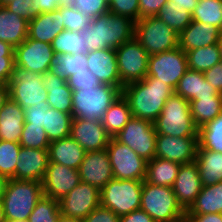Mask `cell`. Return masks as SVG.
Here are the masks:
<instances>
[{
    "instance_id": "56",
    "label": "cell",
    "mask_w": 222,
    "mask_h": 222,
    "mask_svg": "<svg viewBox=\"0 0 222 222\" xmlns=\"http://www.w3.org/2000/svg\"><path fill=\"white\" fill-rule=\"evenodd\" d=\"M60 7L59 0H35V13L52 12Z\"/></svg>"
},
{
    "instance_id": "15",
    "label": "cell",
    "mask_w": 222,
    "mask_h": 222,
    "mask_svg": "<svg viewBox=\"0 0 222 222\" xmlns=\"http://www.w3.org/2000/svg\"><path fill=\"white\" fill-rule=\"evenodd\" d=\"M58 203L62 216L83 220L100 206V190L93 185L80 182Z\"/></svg>"
},
{
    "instance_id": "14",
    "label": "cell",
    "mask_w": 222,
    "mask_h": 222,
    "mask_svg": "<svg viewBox=\"0 0 222 222\" xmlns=\"http://www.w3.org/2000/svg\"><path fill=\"white\" fill-rule=\"evenodd\" d=\"M54 55L52 44L27 37L22 44L14 48V66L43 75L51 70Z\"/></svg>"
},
{
    "instance_id": "35",
    "label": "cell",
    "mask_w": 222,
    "mask_h": 222,
    "mask_svg": "<svg viewBox=\"0 0 222 222\" xmlns=\"http://www.w3.org/2000/svg\"><path fill=\"white\" fill-rule=\"evenodd\" d=\"M189 103L193 122L198 129L222 112V97H205Z\"/></svg>"
},
{
    "instance_id": "48",
    "label": "cell",
    "mask_w": 222,
    "mask_h": 222,
    "mask_svg": "<svg viewBox=\"0 0 222 222\" xmlns=\"http://www.w3.org/2000/svg\"><path fill=\"white\" fill-rule=\"evenodd\" d=\"M68 86L76 91L79 88H94L100 85L98 78L91 71H80L67 79Z\"/></svg>"
},
{
    "instance_id": "45",
    "label": "cell",
    "mask_w": 222,
    "mask_h": 222,
    "mask_svg": "<svg viewBox=\"0 0 222 222\" xmlns=\"http://www.w3.org/2000/svg\"><path fill=\"white\" fill-rule=\"evenodd\" d=\"M19 144L21 147L48 149L50 141L43 127L24 123Z\"/></svg>"
},
{
    "instance_id": "19",
    "label": "cell",
    "mask_w": 222,
    "mask_h": 222,
    "mask_svg": "<svg viewBox=\"0 0 222 222\" xmlns=\"http://www.w3.org/2000/svg\"><path fill=\"white\" fill-rule=\"evenodd\" d=\"M70 136L86 152L106 149L111 138L102 122L82 118H73Z\"/></svg>"
},
{
    "instance_id": "11",
    "label": "cell",
    "mask_w": 222,
    "mask_h": 222,
    "mask_svg": "<svg viewBox=\"0 0 222 222\" xmlns=\"http://www.w3.org/2000/svg\"><path fill=\"white\" fill-rule=\"evenodd\" d=\"M120 82L123 86L147 76L149 55L133 37L115 49Z\"/></svg>"
},
{
    "instance_id": "54",
    "label": "cell",
    "mask_w": 222,
    "mask_h": 222,
    "mask_svg": "<svg viewBox=\"0 0 222 222\" xmlns=\"http://www.w3.org/2000/svg\"><path fill=\"white\" fill-rule=\"evenodd\" d=\"M14 65V57H0V83H9Z\"/></svg>"
},
{
    "instance_id": "3",
    "label": "cell",
    "mask_w": 222,
    "mask_h": 222,
    "mask_svg": "<svg viewBox=\"0 0 222 222\" xmlns=\"http://www.w3.org/2000/svg\"><path fill=\"white\" fill-rule=\"evenodd\" d=\"M122 95L119 87L101 83L72 93V116L102 122L108 108Z\"/></svg>"
},
{
    "instance_id": "50",
    "label": "cell",
    "mask_w": 222,
    "mask_h": 222,
    "mask_svg": "<svg viewBox=\"0 0 222 222\" xmlns=\"http://www.w3.org/2000/svg\"><path fill=\"white\" fill-rule=\"evenodd\" d=\"M120 216L103 206L95 208L82 222H119Z\"/></svg>"
},
{
    "instance_id": "31",
    "label": "cell",
    "mask_w": 222,
    "mask_h": 222,
    "mask_svg": "<svg viewBox=\"0 0 222 222\" xmlns=\"http://www.w3.org/2000/svg\"><path fill=\"white\" fill-rule=\"evenodd\" d=\"M195 161L198 164L202 186L222 181V153L198 147Z\"/></svg>"
},
{
    "instance_id": "8",
    "label": "cell",
    "mask_w": 222,
    "mask_h": 222,
    "mask_svg": "<svg viewBox=\"0 0 222 222\" xmlns=\"http://www.w3.org/2000/svg\"><path fill=\"white\" fill-rule=\"evenodd\" d=\"M142 185V180L113 178L100 190V205L118 216L140 209Z\"/></svg>"
},
{
    "instance_id": "16",
    "label": "cell",
    "mask_w": 222,
    "mask_h": 222,
    "mask_svg": "<svg viewBox=\"0 0 222 222\" xmlns=\"http://www.w3.org/2000/svg\"><path fill=\"white\" fill-rule=\"evenodd\" d=\"M198 137H172L157 134L155 157L167 159L179 164L195 162Z\"/></svg>"
},
{
    "instance_id": "22",
    "label": "cell",
    "mask_w": 222,
    "mask_h": 222,
    "mask_svg": "<svg viewBox=\"0 0 222 222\" xmlns=\"http://www.w3.org/2000/svg\"><path fill=\"white\" fill-rule=\"evenodd\" d=\"M49 163L48 149L21 147L15 179L42 182Z\"/></svg>"
},
{
    "instance_id": "39",
    "label": "cell",
    "mask_w": 222,
    "mask_h": 222,
    "mask_svg": "<svg viewBox=\"0 0 222 222\" xmlns=\"http://www.w3.org/2000/svg\"><path fill=\"white\" fill-rule=\"evenodd\" d=\"M157 17L165 22L174 31L180 34L192 22V14L181 9L173 1H168L158 12Z\"/></svg>"
},
{
    "instance_id": "27",
    "label": "cell",
    "mask_w": 222,
    "mask_h": 222,
    "mask_svg": "<svg viewBox=\"0 0 222 222\" xmlns=\"http://www.w3.org/2000/svg\"><path fill=\"white\" fill-rule=\"evenodd\" d=\"M49 162L78 170L86 151L71 136L50 142Z\"/></svg>"
},
{
    "instance_id": "49",
    "label": "cell",
    "mask_w": 222,
    "mask_h": 222,
    "mask_svg": "<svg viewBox=\"0 0 222 222\" xmlns=\"http://www.w3.org/2000/svg\"><path fill=\"white\" fill-rule=\"evenodd\" d=\"M5 7L28 21L38 16L35 13V0H14Z\"/></svg>"
},
{
    "instance_id": "26",
    "label": "cell",
    "mask_w": 222,
    "mask_h": 222,
    "mask_svg": "<svg viewBox=\"0 0 222 222\" xmlns=\"http://www.w3.org/2000/svg\"><path fill=\"white\" fill-rule=\"evenodd\" d=\"M44 87L47 90V103L50 108L72 114V93L67 80L49 70L43 74Z\"/></svg>"
},
{
    "instance_id": "4",
    "label": "cell",
    "mask_w": 222,
    "mask_h": 222,
    "mask_svg": "<svg viewBox=\"0 0 222 222\" xmlns=\"http://www.w3.org/2000/svg\"><path fill=\"white\" fill-rule=\"evenodd\" d=\"M42 197L41 182L9 179L1 201L5 220H28Z\"/></svg>"
},
{
    "instance_id": "52",
    "label": "cell",
    "mask_w": 222,
    "mask_h": 222,
    "mask_svg": "<svg viewBox=\"0 0 222 222\" xmlns=\"http://www.w3.org/2000/svg\"><path fill=\"white\" fill-rule=\"evenodd\" d=\"M168 0H139V19L148 16H157L159 10Z\"/></svg>"
},
{
    "instance_id": "6",
    "label": "cell",
    "mask_w": 222,
    "mask_h": 222,
    "mask_svg": "<svg viewBox=\"0 0 222 222\" xmlns=\"http://www.w3.org/2000/svg\"><path fill=\"white\" fill-rule=\"evenodd\" d=\"M155 222H177L186 217L172 187L159 186L143 180L141 205Z\"/></svg>"
},
{
    "instance_id": "60",
    "label": "cell",
    "mask_w": 222,
    "mask_h": 222,
    "mask_svg": "<svg viewBox=\"0 0 222 222\" xmlns=\"http://www.w3.org/2000/svg\"><path fill=\"white\" fill-rule=\"evenodd\" d=\"M8 99H9L8 84L0 83V110Z\"/></svg>"
},
{
    "instance_id": "28",
    "label": "cell",
    "mask_w": 222,
    "mask_h": 222,
    "mask_svg": "<svg viewBox=\"0 0 222 222\" xmlns=\"http://www.w3.org/2000/svg\"><path fill=\"white\" fill-rule=\"evenodd\" d=\"M64 30L61 27L60 7L52 12L41 13L28 22V38L51 44Z\"/></svg>"
},
{
    "instance_id": "10",
    "label": "cell",
    "mask_w": 222,
    "mask_h": 222,
    "mask_svg": "<svg viewBox=\"0 0 222 222\" xmlns=\"http://www.w3.org/2000/svg\"><path fill=\"white\" fill-rule=\"evenodd\" d=\"M106 150L112 166L113 178L118 180H145L147 162L137 155L130 147L110 138Z\"/></svg>"
},
{
    "instance_id": "42",
    "label": "cell",
    "mask_w": 222,
    "mask_h": 222,
    "mask_svg": "<svg viewBox=\"0 0 222 222\" xmlns=\"http://www.w3.org/2000/svg\"><path fill=\"white\" fill-rule=\"evenodd\" d=\"M20 149L21 145L17 142L0 140V174L8 179H15Z\"/></svg>"
},
{
    "instance_id": "38",
    "label": "cell",
    "mask_w": 222,
    "mask_h": 222,
    "mask_svg": "<svg viewBox=\"0 0 222 222\" xmlns=\"http://www.w3.org/2000/svg\"><path fill=\"white\" fill-rule=\"evenodd\" d=\"M199 148L222 153V112L198 129Z\"/></svg>"
},
{
    "instance_id": "24",
    "label": "cell",
    "mask_w": 222,
    "mask_h": 222,
    "mask_svg": "<svg viewBox=\"0 0 222 222\" xmlns=\"http://www.w3.org/2000/svg\"><path fill=\"white\" fill-rule=\"evenodd\" d=\"M174 93L180 95L189 102L205 97H222V94L206 81L204 72L191 69H187L178 82Z\"/></svg>"
},
{
    "instance_id": "2",
    "label": "cell",
    "mask_w": 222,
    "mask_h": 222,
    "mask_svg": "<svg viewBox=\"0 0 222 222\" xmlns=\"http://www.w3.org/2000/svg\"><path fill=\"white\" fill-rule=\"evenodd\" d=\"M135 33V22L128 17L110 12L94 18L89 26L80 31L87 51L118 48L131 40Z\"/></svg>"
},
{
    "instance_id": "67",
    "label": "cell",
    "mask_w": 222,
    "mask_h": 222,
    "mask_svg": "<svg viewBox=\"0 0 222 222\" xmlns=\"http://www.w3.org/2000/svg\"><path fill=\"white\" fill-rule=\"evenodd\" d=\"M5 222H29L28 220H20V221H16V220H5Z\"/></svg>"
},
{
    "instance_id": "12",
    "label": "cell",
    "mask_w": 222,
    "mask_h": 222,
    "mask_svg": "<svg viewBox=\"0 0 222 222\" xmlns=\"http://www.w3.org/2000/svg\"><path fill=\"white\" fill-rule=\"evenodd\" d=\"M114 138L146 161L155 157L157 133L148 120L132 117Z\"/></svg>"
},
{
    "instance_id": "30",
    "label": "cell",
    "mask_w": 222,
    "mask_h": 222,
    "mask_svg": "<svg viewBox=\"0 0 222 222\" xmlns=\"http://www.w3.org/2000/svg\"><path fill=\"white\" fill-rule=\"evenodd\" d=\"M222 214V181L214 185L202 186L200 193L186 215Z\"/></svg>"
},
{
    "instance_id": "59",
    "label": "cell",
    "mask_w": 222,
    "mask_h": 222,
    "mask_svg": "<svg viewBox=\"0 0 222 222\" xmlns=\"http://www.w3.org/2000/svg\"><path fill=\"white\" fill-rule=\"evenodd\" d=\"M0 57H14V48L9 43L0 41Z\"/></svg>"
},
{
    "instance_id": "55",
    "label": "cell",
    "mask_w": 222,
    "mask_h": 222,
    "mask_svg": "<svg viewBox=\"0 0 222 222\" xmlns=\"http://www.w3.org/2000/svg\"><path fill=\"white\" fill-rule=\"evenodd\" d=\"M119 222H155L144 210L137 209L129 214L120 216Z\"/></svg>"
},
{
    "instance_id": "65",
    "label": "cell",
    "mask_w": 222,
    "mask_h": 222,
    "mask_svg": "<svg viewBox=\"0 0 222 222\" xmlns=\"http://www.w3.org/2000/svg\"><path fill=\"white\" fill-rule=\"evenodd\" d=\"M0 222H5V217H4V211H3L2 202H0Z\"/></svg>"
},
{
    "instance_id": "58",
    "label": "cell",
    "mask_w": 222,
    "mask_h": 222,
    "mask_svg": "<svg viewBox=\"0 0 222 222\" xmlns=\"http://www.w3.org/2000/svg\"><path fill=\"white\" fill-rule=\"evenodd\" d=\"M168 1L175 2L177 6L181 7V9L182 8L186 9L192 14L199 0H168Z\"/></svg>"
},
{
    "instance_id": "5",
    "label": "cell",
    "mask_w": 222,
    "mask_h": 222,
    "mask_svg": "<svg viewBox=\"0 0 222 222\" xmlns=\"http://www.w3.org/2000/svg\"><path fill=\"white\" fill-rule=\"evenodd\" d=\"M153 125L157 134L198 137V128L193 122L189 101L175 93L168 98Z\"/></svg>"
},
{
    "instance_id": "51",
    "label": "cell",
    "mask_w": 222,
    "mask_h": 222,
    "mask_svg": "<svg viewBox=\"0 0 222 222\" xmlns=\"http://www.w3.org/2000/svg\"><path fill=\"white\" fill-rule=\"evenodd\" d=\"M49 107H44L43 105H32L24 108L25 122L31 125H36L43 127L45 114Z\"/></svg>"
},
{
    "instance_id": "32",
    "label": "cell",
    "mask_w": 222,
    "mask_h": 222,
    "mask_svg": "<svg viewBox=\"0 0 222 222\" xmlns=\"http://www.w3.org/2000/svg\"><path fill=\"white\" fill-rule=\"evenodd\" d=\"M181 164L154 157L147 162L146 181L150 184L172 187Z\"/></svg>"
},
{
    "instance_id": "40",
    "label": "cell",
    "mask_w": 222,
    "mask_h": 222,
    "mask_svg": "<svg viewBox=\"0 0 222 222\" xmlns=\"http://www.w3.org/2000/svg\"><path fill=\"white\" fill-rule=\"evenodd\" d=\"M51 44L55 54L88 53L85 46V40L81 36L80 32H73L64 29L56 36Z\"/></svg>"
},
{
    "instance_id": "63",
    "label": "cell",
    "mask_w": 222,
    "mask_h": 222,
    "mask_svg": "<svg viewBox=\"0 0 222 222\" xmlns=\"http://www.w3.org/2000/svg\"><path fill=\"white\" fill-rule=\"evenodd\" d=\"M75 0H59V5L60 7H68V6H73Z\"/></svg>"
},
{
    "instance_id": "44",
    "label": "cell",
    "mask_w": 222,
    "mask_h": 222,
    "mask_svg": "<svg viewBox=\"0 0 222 222\" xmlns=\"http://www.w3.org/2000/svg\"><path fill=\"white\" fill-rule=\"evenodd\" d=\"M60 215L58 200L43 196L29 216V222H56Z\"/></svg>"
},
{
    "instance_id": "33",
    "label": "cell",
    "mask_w": 222,
    "mask_h": 222,
    "mask_svg": "<svg viewBox=\"0 0 222 222\" xmlns=\"http://www.w3.org/2000/svg\"><path fill=\"white\" fill-rule=\"evenodd\" d=\"M128 101L121 95L106 111L102 124L107 134L115 137L132 118Z\"/></svg>"
},
{
    "instance_id": "17",
    "label": "cell",
    "mask_w": 222,
    "mask_h": 222,
    "mask_svg": "<svg viewBox=\"0 0 222 222\" xmlns=\"http://www.w3.org/2000/svg\"><path fill=\"white\" fill-rule=\"evenodd\" d=\"M79 171L59 163L49 162L43 178V196L60 200L80 183Z\"/></svg>"
},
{
    "instance_id": "25",
    "label": "cell",
    "mask_w": 222,
    "mask_h": 222,
    "mask_svg": "<svg viewBox=\"0 0 222 222\" xmlns=\"http://www.w3.org/2000/svg\"><path fill=\"white\" fill-rule=\"evenodd\" d=\"M24 122V109L9 97L0 110V140L19 143Z\"/></svg>"
},
{
    "instance_id": "43",
    "label": "cell",
    "mask_w": 222,
    "mask_h": 222,
    "mask_svg": "<svg viewBox=\"0 0 222 222\" xmlns=\"http://www.w3.org/2000/svg\"><path fill=\"white\" fill-rule=\"evenodd\" d=\"M61 27L73 32L85 30L92 22L93 18L86 14H82L73 6L60 7Z\"/></svg>"
},
{
    "instance_id": "41",
    "label": "cell",
    "mask_w": 222,
    "mask_h": 222,
    "mask_svg": "<svg viewBox=\"0 0 222 222\" xmlns=\"http://www.w3.org/2000/svg\"><path fill=\"white\" fill-rule=\"evenodd\" d=\"M192 20L213 25L221 32L222 0H199L192 13Z\"/></svg>"
},
{
    "instance_id": "34",
    "label": "cell",
    "mask_w": 222,
    "mask_h": 222,
    "mask_svg": "<svg viewBox=\"0 0 222 222\" xmlns=\"http://www.w3.org/2000/svg\"><path fill=\"white\" fill-rule=\"evenodd\" d=\"M73 116L70 113L48 108L44 119V130L50 142L70 136Z\"/></svg>"
},
{
    "instance_id": "66",
    "label": "cell",
    "mask_w": 222,
    "mask_h": 222,
    "mask_svg": "<svg viewBox=\"0 0 222 222\" xmlns=\"http://www.w3.org/2000/svg\"><path fill=\"white\" fill-rule=\"evenodd\" d=\"M14 0H0V6H6Z\"/></svg>"
},
{
    "instance_id": "62",
    "label": "cell",
    "mask_w": 222,
    "mask_h": 222,
    "mask_svg": "<svg viewBox=\"0 0 222 222\" xmlns=\"http://www.w3.org/2000/svg\"><path fill=\"white\" fill-rule=\"evenodd\" d=\"M56 222H82V219L69 218L60 214L56 219Z\"/></svg>"
},
{
    "instance_id": "23",
    "label": "cell",
    "mask_w": 222,
    "mask_h": 222,
    "mask_svg": "<svg viewBox=\"0 0 222 222\" xmlns=\"http://www.w3.org/2000/svg\"><path fill=\"white\" fill-rule=\"evenodd\" d=\"M220 29L203 22L192 20L190 25L179 34V47L184 51L214 45L218 42Z\"/></svg>"
},
{
    "instance_id": "47",
    "label": "cell",
    "mask_w": 222,
    "mask_h": 222,
    "mask_svg": "<svg viewBox=\"0 0 222 222\" xmlns=\"http://www.w3.org/2000/svg\"><path fill=\"white\" fill-rule=\"evenodd\" d=\"M73 7L91 18L109 12L108 0H75Z\"/></svg>"
},
{
    "instance_id": "46",
    "label": "cell",
    "mask_w": 222,
    "mask_h": 222,
    "mask_svg": "<svg viewBox=\"0 0 222 222\" xmlns=\"http://www.w3.org/2000/svg\"><path fill=\"white\" fill-rule=\"evenodd\" d=\"M109 12L137 22L139 20V0H110Z\"/></svg>"
},
{
    "instance_id": "21",
    "label": "cell",
    "mask_w": 222,
    "mask_h": 222,
    "mask_svg": "<svg viewBox=\"0 0 222 222\" xmlns=\"http://www.w3.org/2000/svg\"><path fill=\"white\" fill-rule=\"evenodd\" d=\"M202 188L201 178L199 176L198 164L195 162L182 164L175 178L172 189L178 203L186 211Z\"/></svg>"
},
{
    "instance_id": "61",
    "label": "cell",
    "mask_w": 222,
    "mask_h": 222,
    "mask_svg": "<svg viewBox=\"0 0 222 222\" xmlns=\"http://www.w3.org/2000/svg\"><path fill=\"white\" fill-rule=\"evenodd\" d=\"M8 180L9 179L6 176L0 174V202L2 201V197L5 193Z\"/></svg>"
},
{
    "instance_id": "53",
    "label": "cell",
    "mask_w": 222,
    "mask_h": 222,
    "mask_svg": "<svg viewBox=\"0 0 222 222\" xmlns=\"http://www.w3.org/2000/svg\"><path fill=\"white\" fill-rule=\"evenodd\" d=\"M206 81L222 94V61L204 72Z\"/></svg>"
},
{
    "instance_id": "36",
    "label": "cell",
    "mask_w": 222,
    "mask_h": 222,
    "mask_svg": "<svg viewBox=\"0 0 222 222\" xmlns=\"http://www.w3.org/2000/svg\"><path fill=\"white\" fill-rule=\"evenodd\" d=\"M87 54L83 53H66L55 54L51 71L63 79H68L71 75L80 71H89Z\"/></svg>"
},
{
    "instance_id": "1",
    "label": "cell",
    "mask_w": 222,
    "mask_h": 222,
    "mask_svg": "<svg viewBox=\"0 0 222 222\" xmlns=\"http://www.w3.org/2000/svg\"><path fill=\"white\" fill-rule=\"evenodd\" d=\"M173 93L169 85L153 77H145L122 88V95L129 103L132 116L152 123Z\"/></svg>"
},
{
    "instance_id": "29",
    "label": "cell",
    "mask_w": 222,
    "mask_h": 222,
    "mask_svg": "<svg viewBox=\"0 0 222 222\" xmlns=\"http://www.w3.org/2000/svg\"><path fill=\"white\" fill-rule=\"evenodd\" d=\"M28 20L0 6V41L13 48L22 44L28 36Z\"/></svg>"
},
{
    "instance_id": "20",
    "label": "cell",
    "mask_w": 222,
    "mask_h": 222,
    "mask_svg": "<svg viewBox=\"0 0 222 222\" xmlns=\"http://www.w3.org/2000/svg\"><path fill=\"white\" fill-rule=\"evenodd\" d=\"M88 69L95 75L100 83L124 87L120 82L116 52L114 48L100 49L87 53Z\"/></svg>"
},
{
    "instance_id": "13",
    "label": "cell",
    "mask_w": 222,
    "mask_h": 222,
    "mask_svg": "<svg viewBox=\"0 0 222 222\" xmlns=\"http://www.w3.org/2000/svg\"><path fill=\"white\" fill-rule=\"evenodd\" d=\"M188 69L187 55L180 47L149 56L146 77H153L175 90Z\"/></svg>"
},
{
    "instance_id": "9",
    "label": "cell",
    "mask_w": 222,
    "mask_h": 222,
    "mask_svg": "<svg viewBox=\"0 0 222 222\" xmlns=\"http://www.w3.org/2000/svg\"><path fill=\"white\" fill-rule=\"evenodd\" d=\"M9 97L23 109L34 105L49 107L47 90L44 87V77L27 71L20 66H14L8 83Z\"/></svg>"
},
{
    "instance_id": "7",
    "label": "cell",
    "mask_w": 222,
    "mask_h": 222,
    "mask_svg": "<svg viewBox=\"0 0 222 222\" xmlns=\"http://www.w3.org/2000/svg\"><path fill=\"white\" fill-rule=\"evenodd\" d=\"M134 37L149 56L179 47V34L157 16L135 22Z\"/></svg>"
},
{
    "instance_id": "57",
    "label": "cell",
    "mask_w": 222,
    "mask_h": 222,
    "mask_svg": "<svg viewBox=\"0 0 222 222\" xmlns=\"http://www.w3.org/2000/svg\"><path fill=\"white\" fill-rule=\"evenodd\" d=\"M190 222H222V214L186 215Z\"/></svg>"
},
{
    "instance_id": "37",
    "label": "cell",
    "mask_w": 222,
    "mask_h": 222,
    "mask_svg": "<svg viewBox=\"0 0 222 222\" xmlns=\"http://www.w3.org/2000/svg\"><path fill=\"white\" fill-rule=\"evenodd\" d=\"M186 55L188 69L198 72H205L222 61L217 44L192 49Z\"/></svg>"
},
{
    "instance_id": "18",
    "label": "cell",
    "mask_w": 222,
    "mask_h": 222,
    "mask_svg": "<svg viewBox=\"0 0 222 222\" xmlns=\"http://www.w3.org/2000/svg\"><path fill=\"white\" fill-rule=\"evenodd\" d=\"M78 171L81 182L88 183L101 190L113 179L108 151L103 149L86 152Z\"/></svg>"
},
{
    "instance_id": "64",
    "label": "cell",
    "mask_w": 222,
    "mask_h": 222,
    "mask_svg": "<svg viewBox=\"0 0 222 222\" xmlns=\"http://www.w3.org/2000/svg\"><path fill=\"white\" fill-rule=\"evenodd\" d=\"M218 46V49L220 51V55H221V60H222V33H220L218 42L216 43Z\"/></svg>"
},
{
    "instance_id": "68",
    "label": "cell",
    "mask_w": 222,
    "mask_h": 222,
    "mask_svg": "<svg viewBox=\"0 0 222 222\" xmlns=\"http://www.w3.org/2000/svg\"><path fill=\"white\" fill-rule=\"evenodd\" d=\"M177 222H190V220L187 217H185V218H183V219H181L180 221H177Z\"/></svg>"
}]
</instances>
